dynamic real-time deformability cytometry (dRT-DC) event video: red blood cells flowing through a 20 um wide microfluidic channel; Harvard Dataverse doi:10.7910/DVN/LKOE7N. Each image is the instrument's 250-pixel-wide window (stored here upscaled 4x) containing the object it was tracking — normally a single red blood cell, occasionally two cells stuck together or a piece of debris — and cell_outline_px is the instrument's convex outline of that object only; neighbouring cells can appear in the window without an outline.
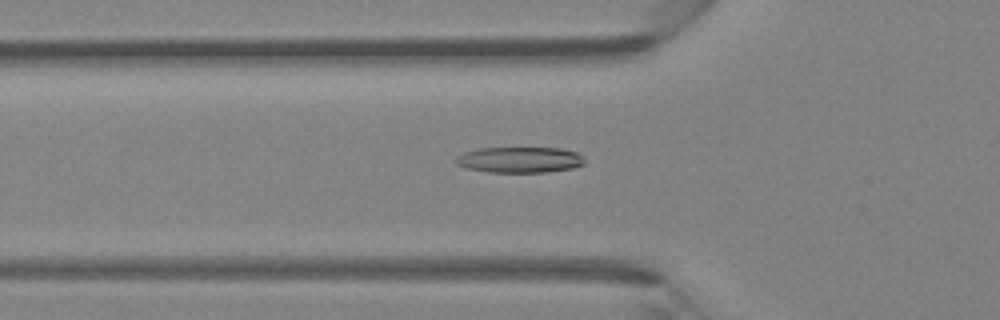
{"species": "Egyptian fruit bat (a non-hibernating species)", "species_latin": "Rousettus aegyptiacus", "temperature_condition": "room temperature", "stored_images_in_passage": 30, "camera_frame_rate_fps": 3000, "um_per_image_px": 0.085, "animal": {"sex": "female"}, "frame": {"image": 1, "passage_image": 5, "time_ms": 1.333, "image_size_px": [1000, 320], "cell_outline_px": [[584, 164], [572, 168], [548, 172], [488, 172], [468, 168], [456, 164], [456, 156], [464, 152], [480, 148], [560, 148], [576, 152], [584, 160]], "centroid_in_image_um": [44.16, 13.58], "position_along_channel_um": 81.6, "area_um2": 19.25}}
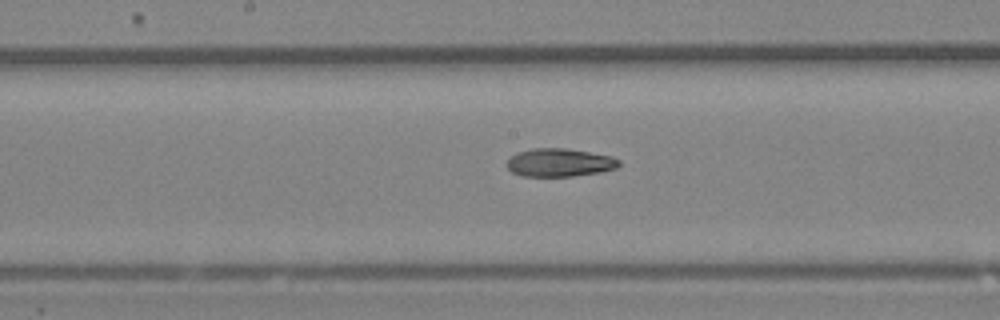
{"frame": {"image": 2, "passage_image": 13, "time_ms": 4.0, "image_size_px": [1000, 320], "cell_outline_px": [[620, 164], [616, 168], [600, 172], [572, 176], [520, 176], [512, 172], [504, 164], [516, 152], [532, 148], [568, 148], [612, 156], [620, 160]], "centroid_in_image_um": [47.54, 13.81], "position_along_channel_um": 200.7, "area_um2": 18.55}}
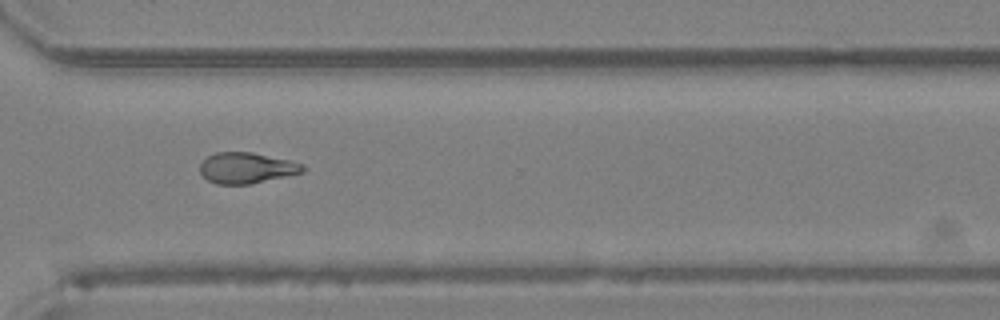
{"frame": {"image": 3, "passage_image": 23, "time_ms": 7.333, "image_size_px": [1000, 320], "cell_outline_px": [[304, 172], [252, 184], [216, 184], [208, 180], [200, 172], [200, 164], [208, 156], [216, 152], [252, 152], [288, 160], [304, 164]], "centroid_in_image_um": [20.96, 14.28], "position_along_channel_um": 349.6, "area_um2": 18.44}}